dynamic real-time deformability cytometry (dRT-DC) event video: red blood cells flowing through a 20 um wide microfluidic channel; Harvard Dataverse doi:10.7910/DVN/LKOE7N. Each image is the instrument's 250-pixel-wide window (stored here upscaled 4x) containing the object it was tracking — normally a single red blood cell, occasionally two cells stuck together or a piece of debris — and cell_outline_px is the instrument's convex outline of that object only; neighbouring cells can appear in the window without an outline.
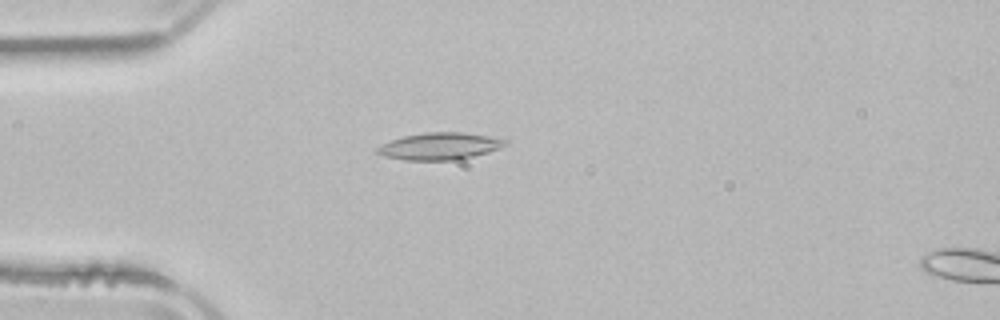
{"species": "common noctule bat (a hibernating species)", "species_latin": "Nyctalus noctula", "temperature_condition": "room temperature", "stored_images_in_passage": 52, "camera_frame_rate_fps": 3000, "um_per_image_px": 0.085, "animal": {"sex": "male", "body_mass_g": 21.5, "forearm_length_mm": 52.0}, "frame": {"image": 1, "passage_image": 14, "time_ms": 4.333, "image_size_px": [1000, 320], "cell_outline_px": [[508, 144], [500, 148], [488, 152], [456, 160], [404, 160], [384, 156], [376, 152], [376, 148], [392, 140], [404, 136], [424, 132], [464, 132], [488, 136], [508, 140]], "centroid_in_image_um": [37.4, 12.42], "position_along_channel_um": 47.6, "area_um2": 20.06}}
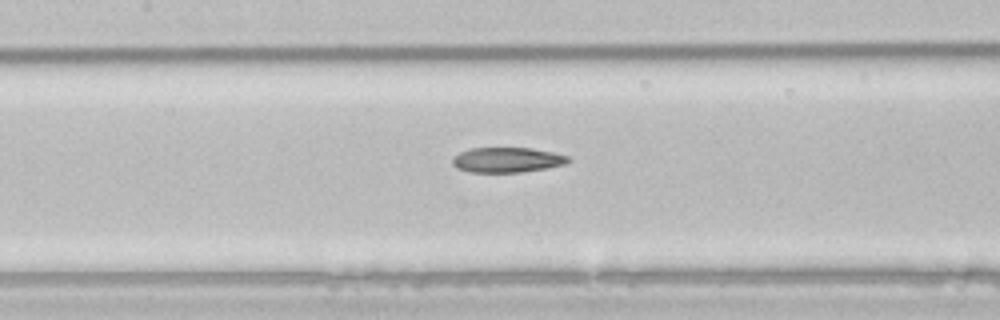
{"frame": {"image": 2, "passage_image": 24, "time_ms": 7.667, "image_size_px": [1000, 320], "cell_outline_px": [[572, 160], [564, 164], [548, 168], [520, 172], [468, 172], [456, 168], [452, 164], [452, 156], [460, 152], [472, 148], [532, 148], [552, 152], [568, 156]], "centroid_in_image_um": [43.08, 13.59], "position_along_channel_um": 164.3, "area_um2": 16.99}}
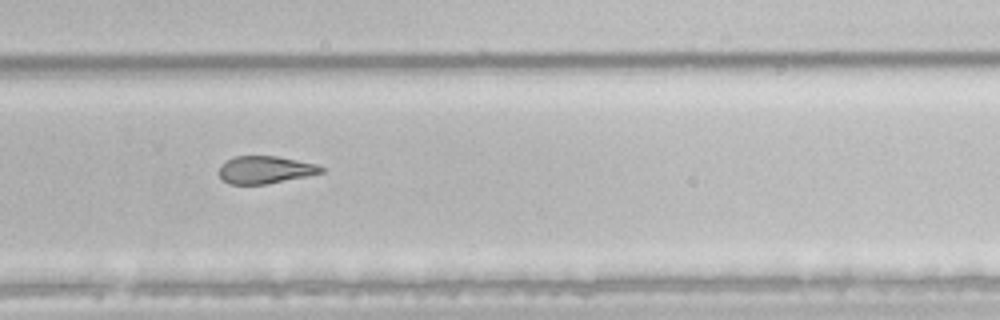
{"frame": {"image": 3, "passage_image": 35, "time_ms": 11.333, "image_size_px": [1000, 320], "cell_outline_px": [[324, 172], [308, 176], [264, 184], [228, 184], [220, 176], [220, 164], [236, 156], [276, 156], [316, 164], [324, 168]], "centroid_in_image_um": [22.55, 14.43], "position_along_channel_um": 307.3, "area_um2": 16.18}, "authors_computed_cell_mechanics": {"area_um2": 19.0162, "velocity_mm_per_s": 3.9223, "shape_relaxation_time_tau1_ms": null, "shape_relaxation_time_tau2_ms": 6.5314, "deformation_change_tau1": null, "deformation_change_tau2": 0.1766}}